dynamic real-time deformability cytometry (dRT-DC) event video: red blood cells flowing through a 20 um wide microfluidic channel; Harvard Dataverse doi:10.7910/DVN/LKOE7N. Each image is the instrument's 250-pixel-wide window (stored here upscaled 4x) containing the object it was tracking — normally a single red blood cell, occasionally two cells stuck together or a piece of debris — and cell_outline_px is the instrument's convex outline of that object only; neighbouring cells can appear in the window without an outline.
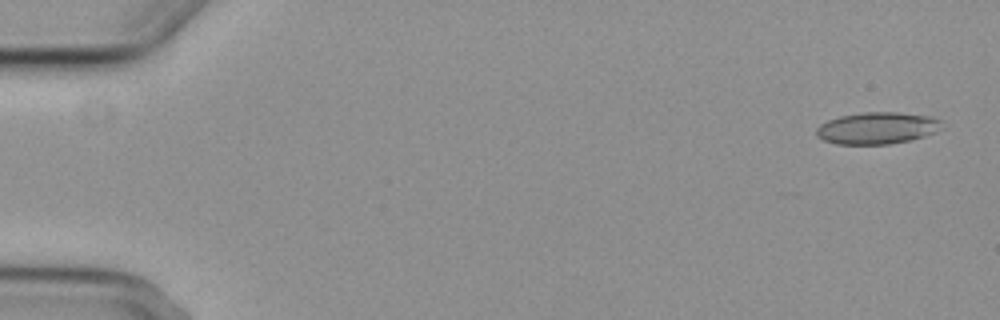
{"species": "common noctule bat (a hibernating species)", "species_latin": "Nyctalus noctula", "temperature_condition": "cold", "stored_images_in_passage": 5, "camera_frame_rate_fps": 3000, "um_per_image_px": 0.085, "animal": {"sex": "female", "body_mass_g": 29.2, "forearm_length_mm": 56.3}, "frame": {"image": 1, "passage_image": 1, "time_ms": 0.0, "image_size_px": [1000, 320], "cell_outline_px": [[944, 128], [936, 132], [912, 140], [888, 144], [836, 144], [824, 140], [816, 136], [816, 128], [820, 124], [828, 120], [840, 116], [864, 112], [896, 112], [932, 116], [944, 120]], "centroid_in_image_um": [74.62, 10.88], "position_along_channel_um": 10.4, "area_um2": 23.64}}
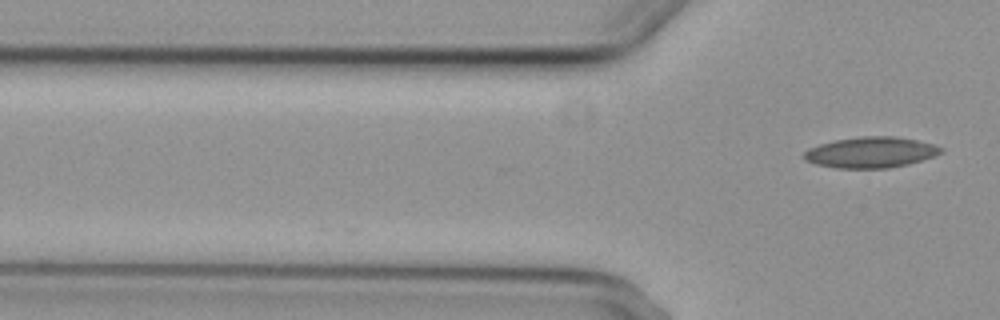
{"frame": {"image": 2, "passage_image": 5, "time_ms": 4.667, "image_size_px": [1000, 320], "cell_outline_px": [[944, 152], [908, 164], [888, 168], [836, 168], [816, 164], [804, 160], [800, 156], [808, 148], [820, 144], [836, 140], [860, 136], [896, 136], [916, 140], [932, 144], [944, 148]], "centroid_in_image_um": [73.98, 12.95], "position_along_channel_um": 51.8, "area_um2": 24.62}}